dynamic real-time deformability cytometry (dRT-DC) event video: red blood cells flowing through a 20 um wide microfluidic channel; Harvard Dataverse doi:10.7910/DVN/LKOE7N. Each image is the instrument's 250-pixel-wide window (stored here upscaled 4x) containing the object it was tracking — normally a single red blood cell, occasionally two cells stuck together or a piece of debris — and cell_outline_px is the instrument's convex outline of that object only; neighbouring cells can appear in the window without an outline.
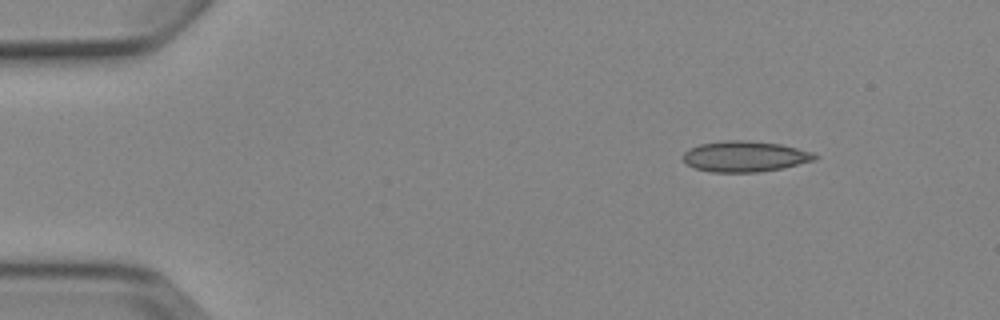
{"species": "Egyptian fruit bat (a non-hibernating species)", "species_latin": "Rousettus aegyptiacus", "temperature_condition": "cold", "stored_images_in_passage": 6, "camera_frame_rate_fps": 3000, "um_per_image_px": 0.085, "animal": {"sex": "female"}, "frame": {"image": 1, "passage_image": 2, "time_ms": 1.0, "image_size_px": [1000, 320], "cell_outline_px": [[820, 156], [816, 160], [784, 168], [756, 172], [712, 172], [696, 168], [688, 164], [684, 160], [684, 152], [688, 148], [700, 144], [724, 140], [744, 140], [780, 144], [812, 152]], "centroid_in_image_um": [63.35, 13.29], "position_along_channel_um": 21.7, "area_um2": 23.58}}
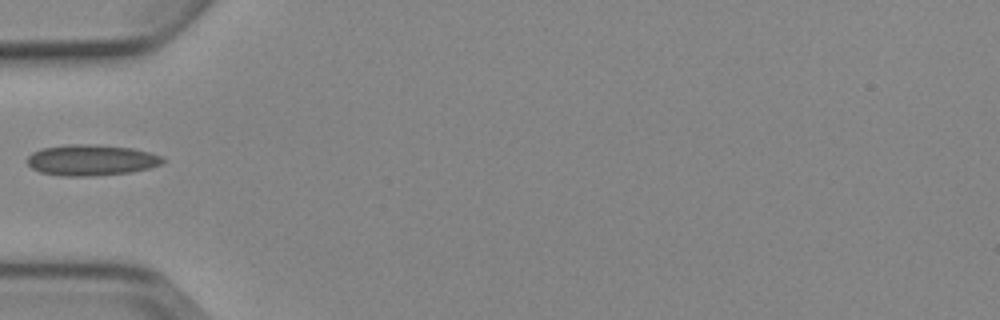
{"frame": {"image": 2, "passage_image": 5, "time_ms": 4.667, "image_size_px": [1000, 320], "cell_outline_px": [[164, 160], [160, 164], [148, 168], [132, 172], [92, 176], [60, 176], [40, 172], [32, 168], [28, 164], [28, 156], [32, 152], [40, 148], [68, 144], [88, 144], [132, 148], [164, 156]], "centroid_in_image_um": [7.73, 13.61], "position_along_channel_um": 77.3, "area_um2": 24.45}}
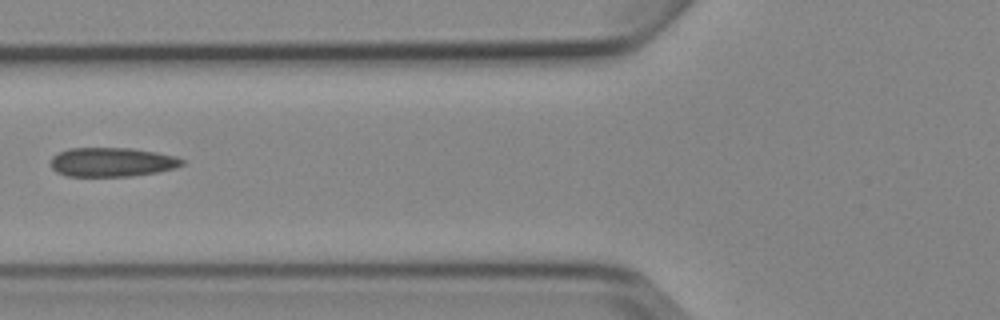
{"frame": {"image": 3, "passage_image": 6, "time_ms": 5.667, "image_size_px": [1000, 320], "cell_outline_px": [[184, 164], [176, 168], [156, 172], [128, 176], [68, 176], [56, 172], [52, 168], [52, 156], [68, 148], [132, 148], [156, 152], [176, 156], [184, 160]], "centroid_in_image_um": [9.53, 13.77], "position_along_channel_um": 116.3, "area_um2": 22.25}}